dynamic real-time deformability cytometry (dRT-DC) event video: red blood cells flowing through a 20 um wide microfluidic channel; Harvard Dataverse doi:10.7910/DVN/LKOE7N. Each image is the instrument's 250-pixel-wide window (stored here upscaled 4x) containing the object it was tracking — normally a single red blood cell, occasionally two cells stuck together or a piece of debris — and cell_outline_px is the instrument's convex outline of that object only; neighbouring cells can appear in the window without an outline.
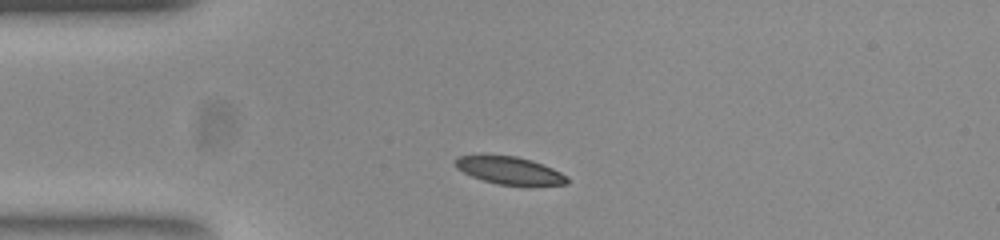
{"species": "common noctule bat (a hibernating species)", "species_latin": "Nyctalus noctula", "temperature_condition": "room temperature", "stored_images_in_passage": 41, "camera_frame_rate_fps": 3000, "um_per_image_px": 0.085, "animal": {"sex": "female", "body_mass_g": 23.0, "forearm_length_mm": 53.4}, "frame": {"image": 1, "passage_image": 1, "time_ms": 0.0, "image_size_px": [1000, 240], "cell_outline_px": [[568, 184], [500, 184], [484, 180], [472, 176], [456, 168], [456, 156], [516, 156], [532, 160], [552, 168], [568, 176]], "centroid_in_image_um": [43.33, 14.48], "position_along_channel_um": 41.7, "area_um2": 17.28}}
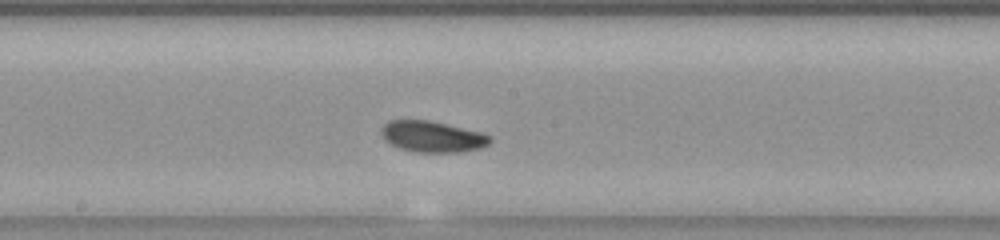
{"frame": {"image": 2, "passage_image": 16, "time_ms": 5.0, "image_size_px": [1000, 240], "cell_outline_px": [[492, 140], [488, 144], [480, 148], [460, 152], [416, 152], [400, 148], [384, 140], [380, 132], [380, 128], [388, 120], [428, 120], [480, 132], [492, 136]], "centroid_in_image_um": [36.72, 11.61], "position_along_channel_um": 211.5, "area_um2": 19.65}}
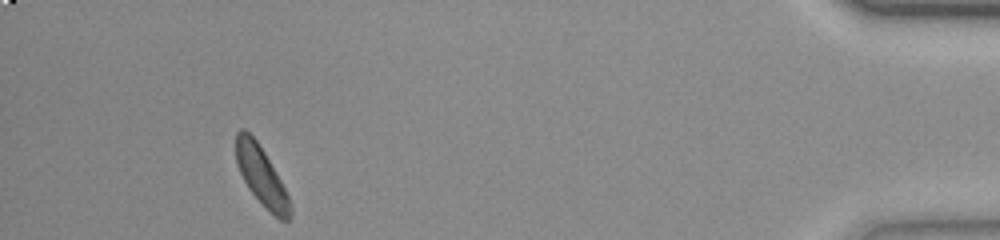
{"frame": {"image": 3, "passage_image": 37, "time_ms": 12.0, "image_size_px": [1000, 240], "cell_outline_px": [[292, 216], [288, 220], [280, 220], [248, 188], [240, 172], [236, 160], [236, 132], [240, 128], [244, 128], [256, 140], [264, 152], [280, 180], [288, 196], [292, 208]], "centroid_in_image_um": [22.21, 14.93], "position_along_channel_um": 413.0, "area_um2": 17.98}, "authors_computed_cell_mechanics": {"area_um2": 19.1896, "velocity_mm_per_s": 3.848, "shape_relaxation_time_tau1_ms": 1.5726, "shape_relaxation_time_tau2_ms": null, "deformation_change_tau1": 0.0715, "deformation_change_tau2": null}}